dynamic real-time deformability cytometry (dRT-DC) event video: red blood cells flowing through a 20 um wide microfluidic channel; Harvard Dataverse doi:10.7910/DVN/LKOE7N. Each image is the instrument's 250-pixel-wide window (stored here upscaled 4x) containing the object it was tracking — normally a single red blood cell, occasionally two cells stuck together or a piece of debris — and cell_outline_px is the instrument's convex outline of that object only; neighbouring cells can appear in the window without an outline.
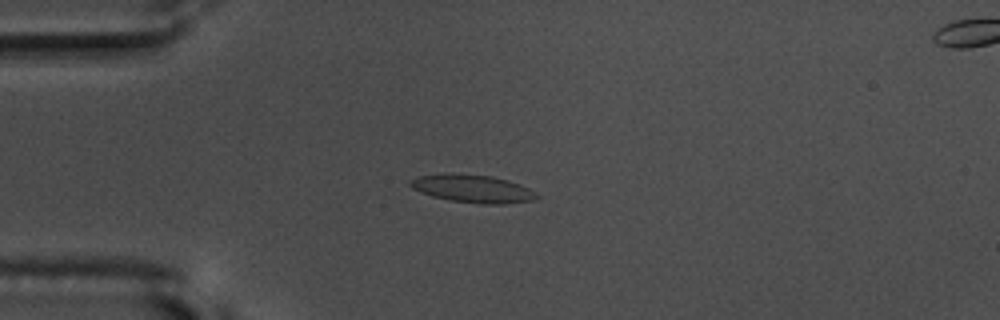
{"species": "common noctule bat (a hibernating species)", "species_latin": "Nyctalus noctula", "temperature_condition": "warm", "stored_images_in_passage": 56, "camera_frame_rate_fps": 3000, "um_per_image_px": 0.085, "animal": {"sex": "male", "body_mass_g": 17.5, "forearm_length_mm": 52.3}, "frame": {"image": 1, "passage_image": 15, "time_ms": 4.667, "image_size_px": [1000, 320], "cell_outline_px": [[540, 196], [532, 200], [504, 204], [484, 204], [452, 200], [432, 196], [420, 192], [412, 188], [408, 184], [408, 180], [416, 176], [444, 172], [448, 172], [492, 176], [508, 180], [520, 184], [536, 192]], "centroid_in_image_um": [40.12, 16.01], "position_along_channel_um": 44.9, "area_um2": 20.81}}
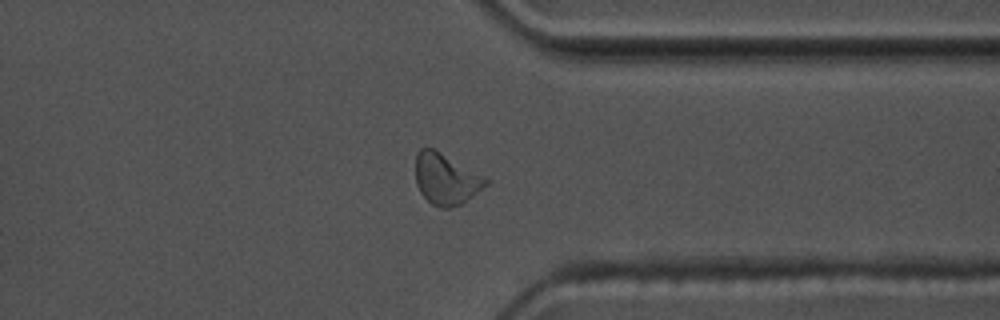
{"frame": {"image": 2, "passage_image": 44, "time_ms": 14.333, "image_size_px": [1000, 320], "cell_outline_px": [[492, 180], [488, 184], [472, 196], [460, 204], [448, 208], [440, 208], [432, 204], [420, 192], [416, 184], [416, 152], [420, 148], [432, 148]], "centroid_in_image_um": [37.91, 15.22], "position_along_channel_um": 373.5, "area_um2": 20.69}}
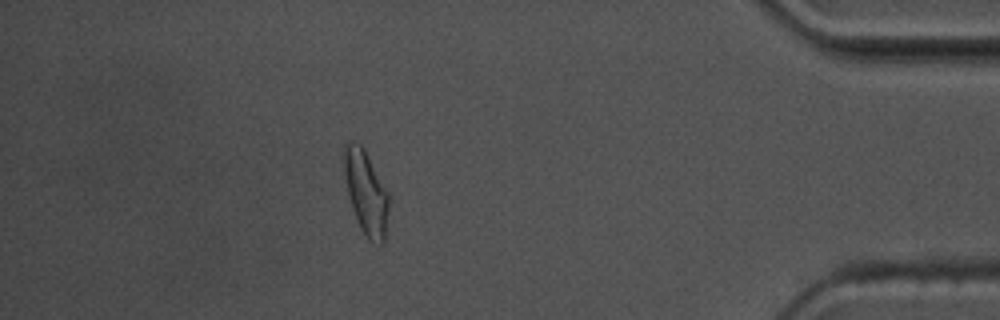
{"frame": {"image": 3, "passage_image": 50, "time_ms": 16.333, "image_size_px": [1000, 320], "cell_outline_px": [[388, 208], [384, 244], [372, 244], [368, 240], [360, 228], [352, 208], [348, 196], [340, 152], [344, 144], [348, 140], [352, 140], [360, 144], [364, 148], [388, 192]], "centroid_in_image_um": [31.06, 16.31], "position_along_channel_um": 404.1, "area_um2": 22.37}, "authors_computed_cell_mechanics": {"area_um2": 19.5942, "velocity_mm_per_s": 3.6355, "shape_relaxation_time_tau1_ms": 6.5981, "shape_relaxation_time_tau2_ms": 2.0717, "deformation_change_tau1": 0.1856, "deformation_change_tau2": 0.1032}}